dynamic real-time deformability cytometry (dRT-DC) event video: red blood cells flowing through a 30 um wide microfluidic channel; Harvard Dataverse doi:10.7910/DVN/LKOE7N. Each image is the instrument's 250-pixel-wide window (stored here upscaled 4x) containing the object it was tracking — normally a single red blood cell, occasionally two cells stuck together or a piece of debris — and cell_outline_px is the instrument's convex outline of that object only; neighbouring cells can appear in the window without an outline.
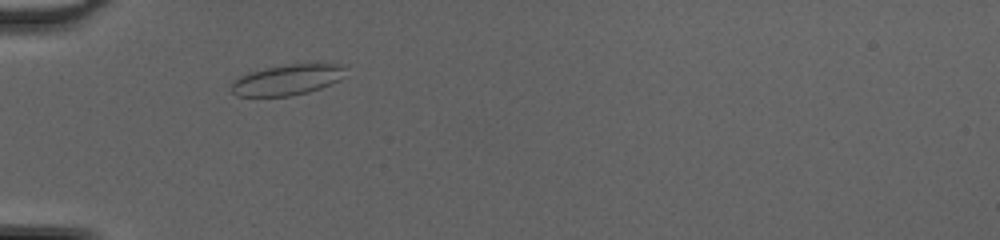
{"species": "common noctule bat (a hibernating species)", "species_latin": "Nyctalus noctula", "temperature_condition": "cold", "stored_images_in_passage": 38, "camera_frame_rate_fps": 3000, "um_per_image_px": 0.085, "animal": {"sex": "female", "body_mass_g": 20.0, "forearm_length_mm": 54.0}, "frame": {"image": 1, "passage_image": 6, "time_ms": 1.667, "image_size_px": [1000, 240], "cell_outline_px": [[348, 64], [340, 80], [332, 84], [308, 92], [292, 96], [236, 96], [232, 92], [232, 84], [240, 76], [248, 72], [288, 64]], "centroid_in_image_um": [24.45, 6.78], "position_along_channel_um": 60.5, "area_um2": 20.29}}
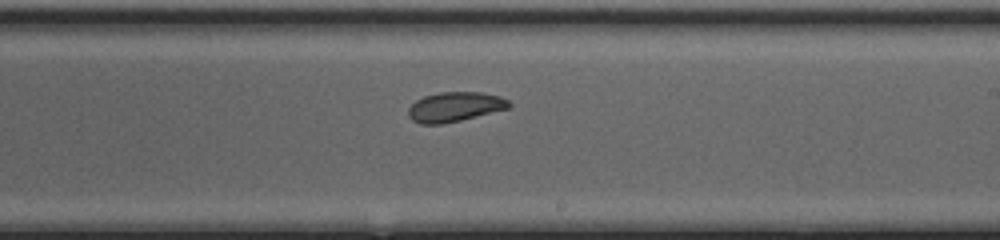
{"frame": {"image": 2, "passage_image": 20, "time_ms": 6.333, "image_size_px": [1000, 240], "cell_outline_px": [[512, 104], [508, 108], [460, 120], [440, 124], [420, 124], [412, 120], [408, 116], [408, 108], [416, 100], [424, 96], [440, 92], [480, 92], [500, 96], [508, 100]], "centroid_in_image_um": [38.63, 9.08], "position_along_channel_um": 250.4, "area_um2": 17.28}}
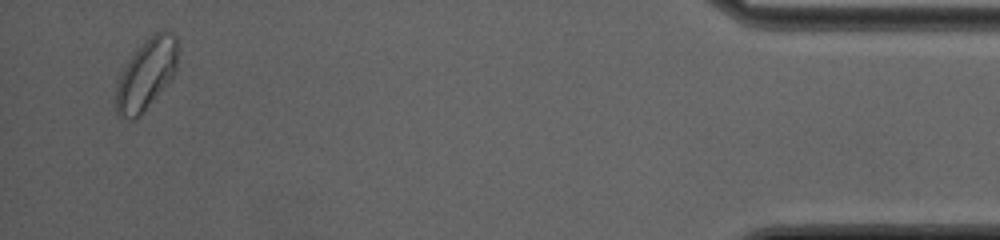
{"frame": {"image": 3, "passage_image": 37, "time_ms": 12.0, "image_size_px": [1000, 240], "cell_outline_px": [[176, 72], [140, 116], [136, 120], [132, 120], [120, 116], [116, 112], [116, 84], [132, 52], [152, 32], [164, 28], [172, 32], [176, 36]], "centroid_in_image_um": [12.42, 6.26], "position_along_channel_um": 422.8, "area_um2": 25.61}, "authors_computed_cell_mechanics": {"area_um2": 18.2937, "velocity_mm_per_s": 4.247, "shape_relaxation_time_tau1_ms": 6.0584, "shape_relaxation_time_tau2_ms": 1.3075, "deformation_change_tau1": 0.1324, "deformation_change_tau2": 0.048}}